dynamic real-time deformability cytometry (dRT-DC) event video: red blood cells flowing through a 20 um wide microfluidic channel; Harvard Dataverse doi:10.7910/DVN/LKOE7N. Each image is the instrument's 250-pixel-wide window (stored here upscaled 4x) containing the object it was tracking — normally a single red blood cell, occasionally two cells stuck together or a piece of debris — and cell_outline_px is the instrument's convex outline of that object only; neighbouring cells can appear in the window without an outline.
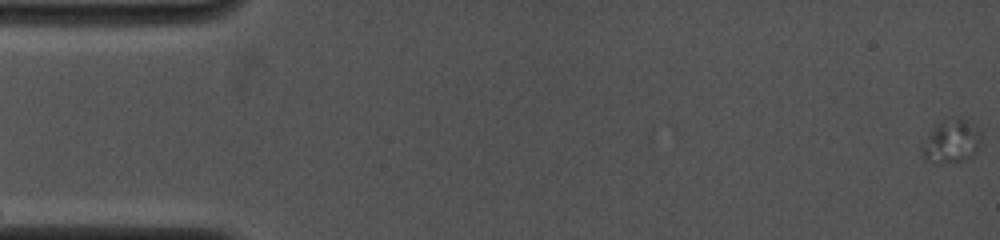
{"species": "common noctule bat (a hibernating species)", "species_latin": "Nyctalus noctula", "temperature_condition": "cold", "stored_images_in_passage": 12, "camera_frame_rate_fps": 4000, "um_per_image_px": 0.085, "animal": {"sex": "female", "body_mass_g": 19.0, "forearm_length_mm": 53.3}, "frame": {"image": 1, "passage_image": 1, "time_ms": 0.0, "image_size_px": [1000, 240], "cell_outline_px": [[980, 148], [972, 156], [960, 160], [936, 164], [928, 160], [924, 156], [920, 144], [932, 128], [936, 124], [956, 116], [960, 116], [980, 136]], "centroid_in_image_um": [80.8, 12.03], "position_along_channel_um": 4.2, "area_um2": 14.51}}